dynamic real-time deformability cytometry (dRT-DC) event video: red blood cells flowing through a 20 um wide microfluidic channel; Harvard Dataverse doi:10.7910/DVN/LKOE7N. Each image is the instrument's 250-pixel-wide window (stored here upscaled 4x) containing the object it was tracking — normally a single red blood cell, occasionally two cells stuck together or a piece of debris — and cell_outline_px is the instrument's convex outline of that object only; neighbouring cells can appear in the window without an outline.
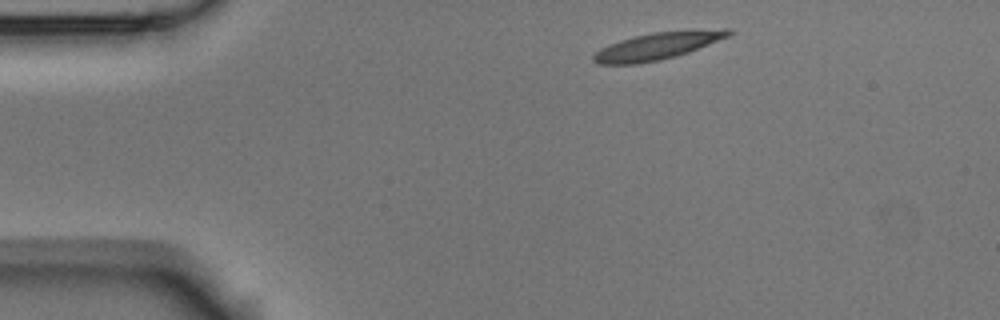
{"species": "Egyptian fruit bat (a non-hibernating species)", "species_latin": "Rousettus aegyptiacus", "temperature_condition": "room temperature", "stored_images_in_passage": 48, "camera_frame_rate_fps": 3000, "um_per_image_px": 0.085, "animal": {"sex": "male"}, "frame": {"image": 1, "passage_image": 1, "time_ms": 0.0, "image_size_px": [1000, 320], "cell_outline_px": [[732, 32], [728, 36], [688, 52], [660, 60], [636, 64], [596, 64], [592, 60], [592, 56], [600, 48], [608, 44], [632, 36], [652, 32], [724, 28], [732, 28]], "centroid_in_image_um": [55.83, 3.9], "position_along_channel_um": 29.2, "area_um2": 21.33}}
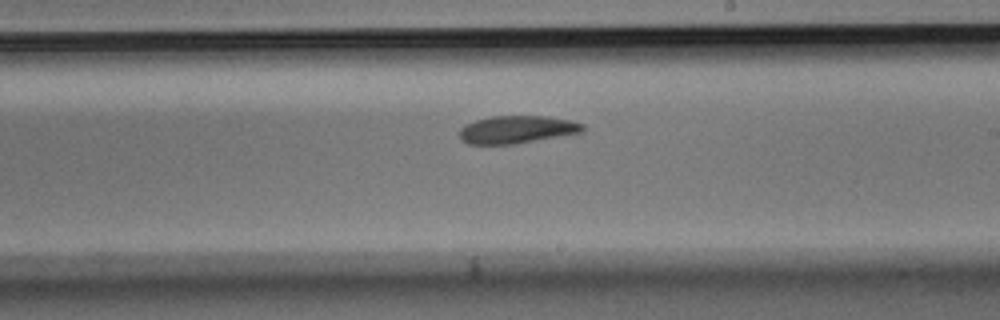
{"frame": {"image": 2, "passage_image": 24, "time_ms": 7.667, "image_size_px": [1000, 320], "cell_outline_px": [[584, 132], [516, 144], [468, 144], [460, 140], [460, 128], [464, 124], [476, 120], [492, 116], [544, 116], [572, 120], [584, 124]], "centroid_in_image_um": [43.94, 11.01], "position_along_channel_um": 245.1, "area_um2": 20.06}}
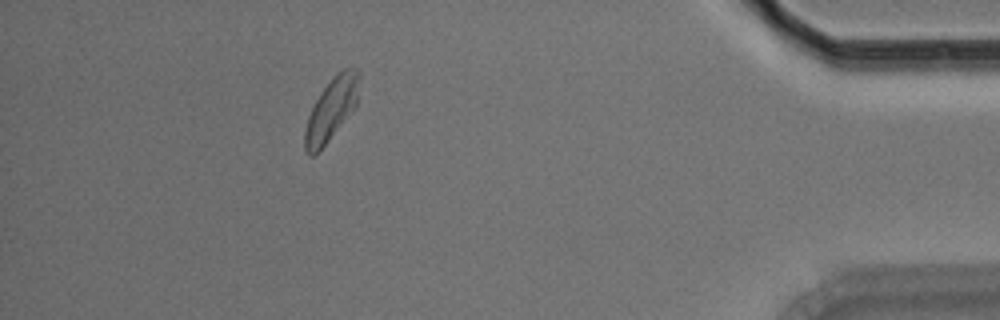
{"frame": {"image": 3, "passage_image": 42, "time_ms": 13.667, "image_size_px": [1000, 320], "cell_outline_px": [[360, 72], [356, 104], [324, 144], [312, 156], [304, 148], [304, 132], [308, 116], [320, 92], [336, 72], [344, 68], [356, 68]], "centroid_in_image_um": [28.15, 9.2], "position_along_channel_um": 407.0, "area_um2": 18.96}, "authors_computed_cell_mechanics": {"area_um2": 20.2589, "velocity_mm_per_s": 3.5446, "shape_relaxation_time_tau1_ms": 5.2069, "shape_relaxation_time_tau2_ms": 7.7653, "deformation_change_tau1": 0.185, "deformation_change_tau2": 0.1144}}